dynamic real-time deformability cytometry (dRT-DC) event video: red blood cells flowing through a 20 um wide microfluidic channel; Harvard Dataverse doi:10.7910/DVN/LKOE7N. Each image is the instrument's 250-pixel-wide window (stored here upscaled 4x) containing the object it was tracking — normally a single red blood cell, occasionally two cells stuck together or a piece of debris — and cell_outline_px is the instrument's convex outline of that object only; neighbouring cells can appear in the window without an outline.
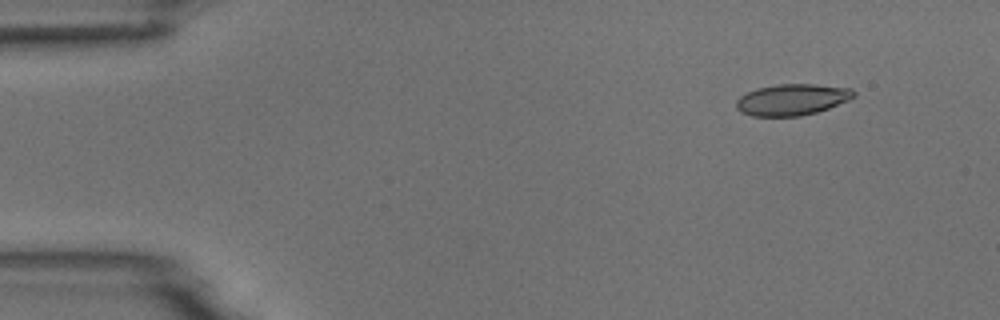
{"species": "common noctule bat (a hibernating species)", "species_latin": "Nyctalus noctula", "temperature_condition": "room temperature", "stored_images_in_passage": 6, "camera_frame_rate_fps": 3000, "um_per_image_px": 0.085, "animal": {"sex": "male", "body_mass_g": 18.8}, "frame": {"image": 1, "passage_image": 2, "time_ms": 1.0, "image_size_px": [1000, 320], "cell_outline_px": [[856, 96], [848, 100], [828, 108], [816, 112], [800, 116], [752, 116], [740, 112], [736, 108], [736, 100], [740, 96], [756, 88], [780, 84], [812, 84], [852, 88], [856, 92]], "centroid_in_image_um": [67.32, 8.46], "position_along_channel_um": 17.7, "area_um2": 21.44}}